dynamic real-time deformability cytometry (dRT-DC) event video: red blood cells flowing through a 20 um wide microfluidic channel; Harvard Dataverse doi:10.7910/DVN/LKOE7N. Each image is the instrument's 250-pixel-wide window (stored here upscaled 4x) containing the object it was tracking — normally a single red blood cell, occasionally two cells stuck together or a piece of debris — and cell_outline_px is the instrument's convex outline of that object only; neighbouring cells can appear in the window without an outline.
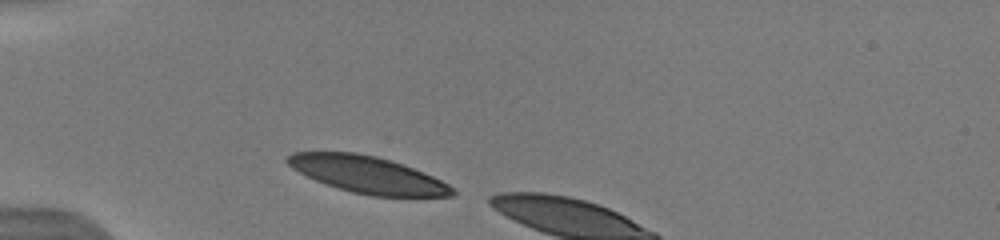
{"species": "human", "species_latin": "Homo sapiens", "temperature_condition": "warm", "stored_images_in_passage": 4, "camera_frame_rate_fps": 3000, "um_per_image_px": 0.085, "donor": {"sex": "male"}, "frame": {"image": 1, "passage_image": 1, "time_ms": 0.0, "image_size_px": [1000, 240], "cell_outline_px": [[456, 192], [452, 196], [372, 196], [352, 192], [316, 180], [292, 168], [284, 160], [292, 152], [356, 152], [376, 156], [392, 160], [404, 164], [424, 172], [448, 184]], "centroid_in_image_um": [31.25, 14.83], "position_along_channel_um": 53.7, "area_um2": 35.08}}